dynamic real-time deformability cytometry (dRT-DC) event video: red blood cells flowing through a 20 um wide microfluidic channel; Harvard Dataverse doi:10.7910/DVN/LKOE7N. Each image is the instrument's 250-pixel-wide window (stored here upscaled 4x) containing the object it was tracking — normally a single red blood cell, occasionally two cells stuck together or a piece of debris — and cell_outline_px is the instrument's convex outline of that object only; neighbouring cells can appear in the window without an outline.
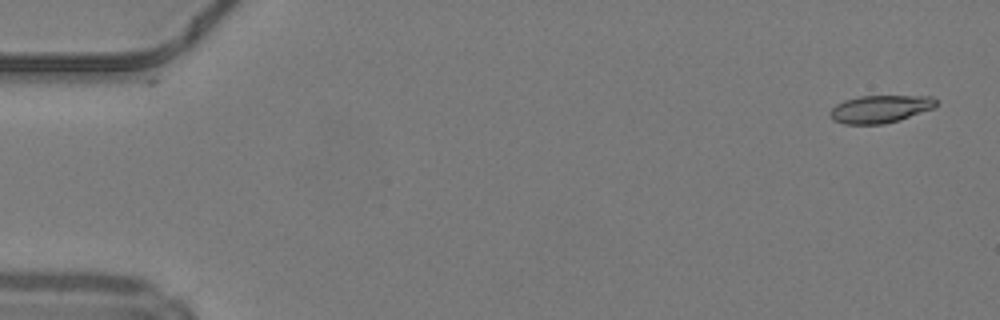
{"species": "common noctule bat (a hibernating species)", "species_latin": "Nyctalus noctula", "temperature_condition": "warm", "stored_images_in_passage": 48, "camera_frame_rate_fps": 3000, "um_per_image_px": 0.085, "animal": {"sex": "male", "body_mass_g": 19.2, "forearm_length_mm": 51.8}, "frame": {"image": 1, "passage_image": 1, "time_ms": 0.0, "image_size_px": [1000, 320], "cell_outline_px": [[936, 104], [932, 108], [900, 120], [884, 124], [844, 124], [832, 120], [828, 112], [836, 104], [844, 100], [860, 96], [932, 96], [936, 100]], "centroid_in_image_um": [74.76, 9.27], "position_along_channel_um": 10.2, "area_um2": 17.05}}
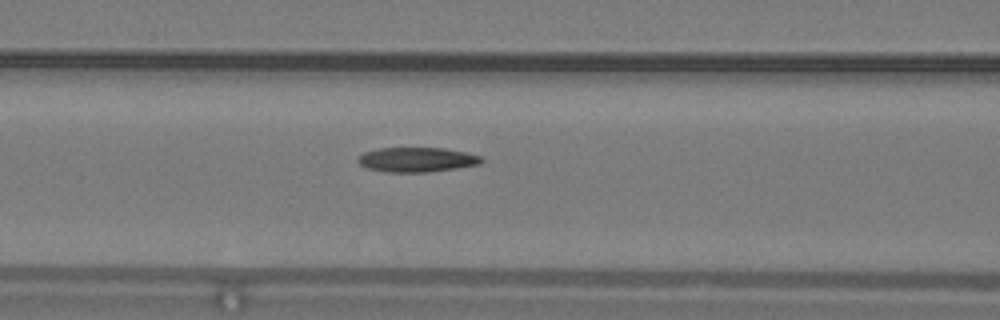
{"frame": {"image": 2, "passage_image": 20, "time_ms": 6.333, "image_size_px": [1000, 320], "cell_outline_px": [[484, 160], [480, 164], [456, 168], [428, 172], [384, 172], [368, 168], [360, 164], [356, 160], [364, 152], [380, 148], [444, 148], [484, 156]], "centroid_in_image_um": [35.46, 13.57], "position_along_channel_um": 131.1, "area_um2": 17.74}}
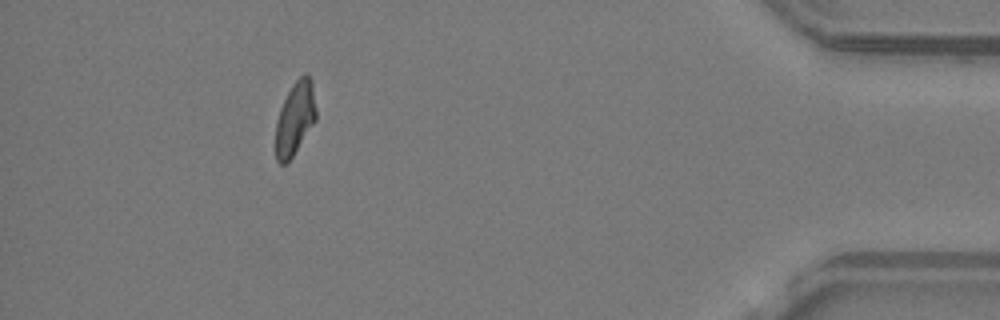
{"frame": {"image": 3, "passage_image": 44, "time_ms": 14.333, "image_size_px": [1000, 320], "cell_outline_px": [[316, 120], [292, 156], [284, 164], [280, 164], [276, 160], [276, 120], [280, 108], [292, 84], [304, 72], [312, 80], [316, 108]], "centroid_in_image_um": [25.08, 10.03], "position_along_channel_um": 410.1, "area_um2": 17.11}, "authors_computed_cell_mechanics": {"area_um2": 17.8313, "velocity_mm_per_s": 4.2033, "shape_relaxation_time_tau1_ms": null, "shape_relaxation_time_tau2_ms": 7.1306, "deformation_change_tau1": null, "deformation_change_tau2": 0.1577}}